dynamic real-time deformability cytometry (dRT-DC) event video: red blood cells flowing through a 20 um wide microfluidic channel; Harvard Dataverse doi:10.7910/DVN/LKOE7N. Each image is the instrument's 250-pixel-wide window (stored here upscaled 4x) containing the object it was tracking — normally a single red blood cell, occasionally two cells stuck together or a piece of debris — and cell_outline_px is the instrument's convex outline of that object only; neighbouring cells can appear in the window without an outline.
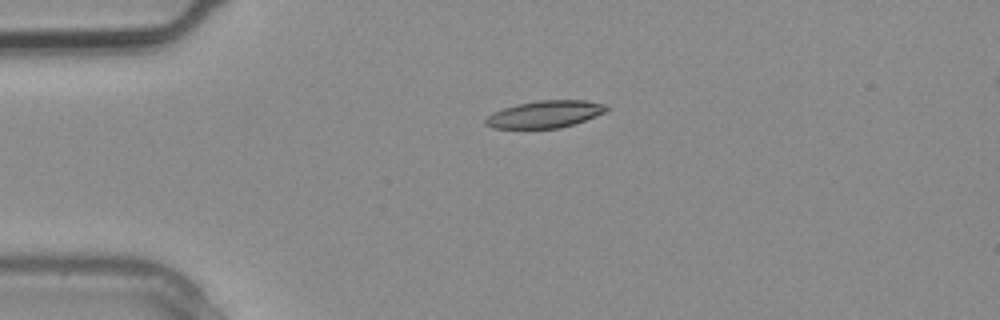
{"species": "common noctule bat (a hibernating species)", "species_latin": "Nyctalus noctula", "temperature_condition": "warm", "stored_images_in_passage": 2, "camera_frame_rate_fps": 3000, "um_per_image_px": 0.085, "animal": {"sex": "male", "body_mass_g": 20.4}, "frame": {"image": 1, "passage_image": 1, "time_ms": 0.0, "image_size_px": [1000, 320], "cell_outline_px": [[608, 108], [604, 112], [596, 116], [560, 128], [492, 128], [484, 124], [484, 120], [492, 112], [516, 104], [540, 100], [584, 100], [604, 104]], "centroid_in_image_um": [46.27, 9.71], "position_along_channel_um": 38.7, "area_um2": 18.96}}